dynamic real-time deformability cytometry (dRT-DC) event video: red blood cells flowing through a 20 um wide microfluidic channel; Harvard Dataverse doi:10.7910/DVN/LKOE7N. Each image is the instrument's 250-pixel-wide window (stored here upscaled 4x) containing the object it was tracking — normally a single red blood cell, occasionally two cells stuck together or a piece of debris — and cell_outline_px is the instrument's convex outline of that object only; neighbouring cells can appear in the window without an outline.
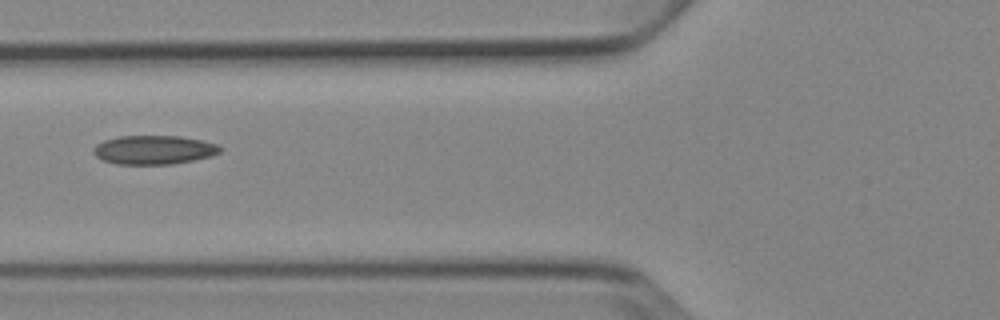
{"species": "Egyptian fruit bat (a non-hibernating species)", "species_latin": "Rousettus aegyptiacus", "temperature_condition": "cold", "stored_images_in_passage": 5, "camera_frame_rate_fps": 3000, "um_per_image_px": 0.085, "animal": {"sex": "female"}, "frame": {"image": 1, "passage_image": 5, "time_ms": 4.667, "image_size_px": [1000, 320], "cell_outline_px": [[224, 148], [220, 152], [212, 156], [172, 164], [116, 164], [100, 160], [92, 152], [92, 148], [96, 144], [104, 140], [120, 136], [180, 136], [204, 140], [220, 144]], "centroid_in_image_um": [13.1, 12.73], "position_along_channel_um": 112.7, "area_um2": 21.68}}